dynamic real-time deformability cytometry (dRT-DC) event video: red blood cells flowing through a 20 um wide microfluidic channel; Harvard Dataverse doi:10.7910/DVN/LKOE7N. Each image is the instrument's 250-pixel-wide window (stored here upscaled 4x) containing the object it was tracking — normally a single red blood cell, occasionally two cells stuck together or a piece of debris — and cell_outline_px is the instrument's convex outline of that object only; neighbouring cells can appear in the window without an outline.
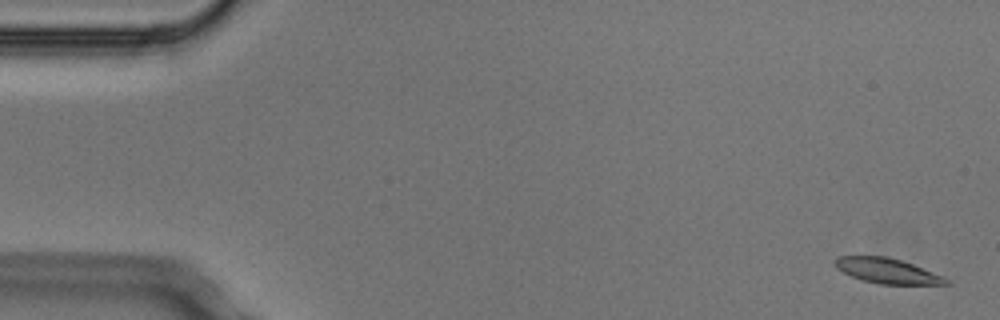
{"species": "Egyptian fruit bat (a non-hibernating species)", "species_latin": "Rousettus aegyptiacus", "temperature_condition": "cold", "stored_images_in_passage": 4, "camera_frame_rate_fps": 3000, "um_per_image_px": 0.085, "animal": {"sex": "male"}, "frame": {"image": 1, "passage_image": 1, "time_ms": 0.0, "image_size_px": [1000, 320], "cell_outline_px": [[952, 284], [880, 284], [864, 280], [852, 276], [836, 268], [836, 256], [884, 256], [900, 260], [912, 264], [944, 276], [952, 280]], "centroid_in_image_um": [75.47, 23.03], "position_along_channel_um": 9.5, "area_um2": 16.07}}